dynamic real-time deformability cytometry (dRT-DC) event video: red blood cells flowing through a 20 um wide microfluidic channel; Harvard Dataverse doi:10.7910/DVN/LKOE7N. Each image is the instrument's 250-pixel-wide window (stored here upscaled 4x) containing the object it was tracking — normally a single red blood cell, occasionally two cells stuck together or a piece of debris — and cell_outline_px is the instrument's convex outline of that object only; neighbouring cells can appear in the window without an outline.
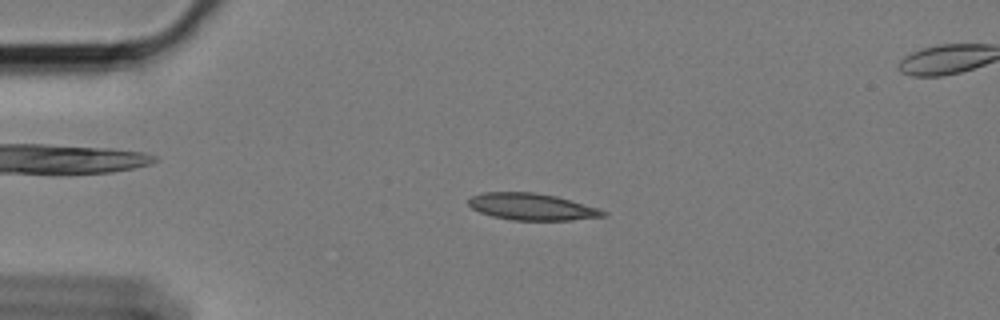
{"species": "Egyptian fruit bat (a non-hibernating species)", "species_latin": "Rousettus aegyptiacus", "temperature_condition": "cold", "stored_images_in_passage": 59, "camera_frame_rate_fps": 3000, "um_per_image_px": 0.085, "animal": {"sex": "female"}, "frame": {"image": 1, "passage_image": 13, "time_ms": 4.0, "image_size_px": [1000, 320], "cell_outline_px": [[608, 212], [604, 216], [572, 220], [512, 220], [492, 216], [480, 212], [472, 208], [468, 204], [468, 200], [472, 196], [484, 192], [536, 192], [556, 196], [600, 208]], "centroid_in_image_um": [45.22, 17.57], "position_along_channel_um": 39.8, "area_um2": 21.04}}
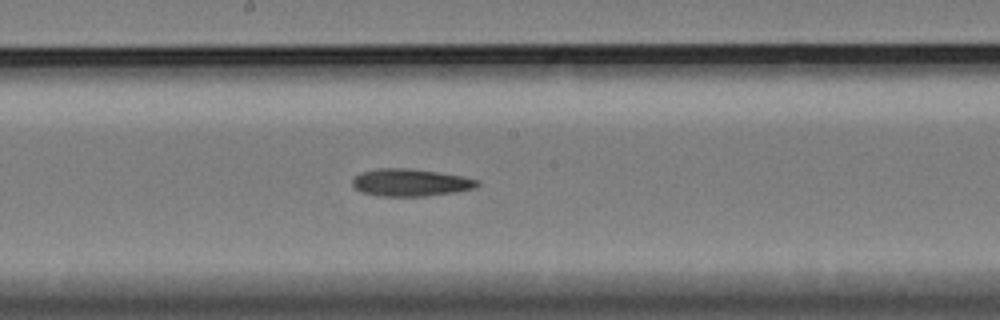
{"frame": {"image": 2, "passage_image": 31, "time_ms": 10.0, "image_size_px": [1000, 320], "cell_outline_px": [[480, 184], [476, 188], [452, 192], [424, 196], [380, 196], [360, 192], [352, 184], [352, 180], [360, 172], [376, 168], [408, 168], [436, 172], [460, 176], [480, 180]], "centroid_in_image_um": [34.86, 15.51], "position_along_channel_um": 213.3, "area_um2": 19.83}}
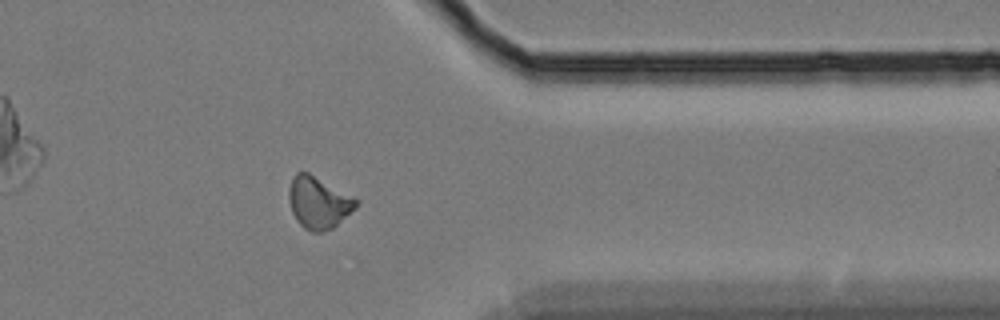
{"frame": {"image": 3, "passage_image": 47, "time_ms": 15.333, "image_size_px": [1000, 320], "cell_outline_px": [[360, 204], [356, 208], [332, 228], [324, 232], [312, 232], [304, 228], [296, 220], [292, 212], [288, 200], [288, 188], [296, 172], [308, 172], [360, 200]], "centroid_in_image_um": [27.08, 17.23], "position_along_channel_um": 384.3, "area_um2": 20.4}}